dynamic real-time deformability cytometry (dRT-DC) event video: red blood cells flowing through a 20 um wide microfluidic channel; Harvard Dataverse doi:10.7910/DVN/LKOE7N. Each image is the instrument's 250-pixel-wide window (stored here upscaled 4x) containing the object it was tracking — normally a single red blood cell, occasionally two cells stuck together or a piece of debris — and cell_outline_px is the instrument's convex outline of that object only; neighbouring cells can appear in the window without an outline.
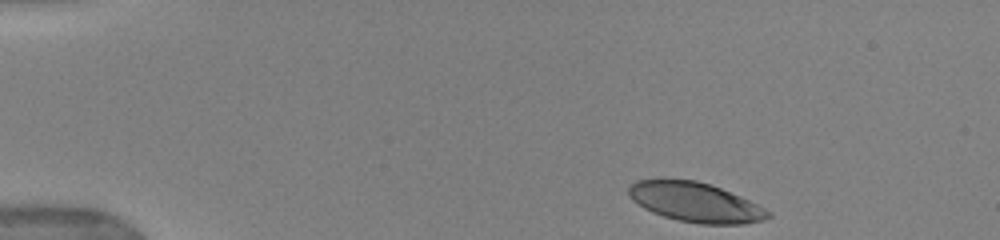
{"species": "human", "species_latin": "Homo sapiens", "temperature_condition": "warm", "stored_images_in_passage": 14, "camera_frame_rate_fps": 3000, "um_per_image_px": 0.085, "donor": {"sex": "female"}, "frame": {"image": 1, "passage_image": 1, "time_ms": 0.0, "image_size_px": [1000, 240], "cell_outline_px": [[772, 216], [764, 220], [744, 224], [700, 224], [680, 220], [664, 216], [652, 212], [644, 208], [632, 200], [628, 196], [628, 188], [636, 180], [660, 176], [696, 180], [720, 188], [740, 196], [772, 212]], "centroid_in_image_um": [59.05, 17.15], "position_along_channel_um": 26.0, "area_um2": 32.66}}